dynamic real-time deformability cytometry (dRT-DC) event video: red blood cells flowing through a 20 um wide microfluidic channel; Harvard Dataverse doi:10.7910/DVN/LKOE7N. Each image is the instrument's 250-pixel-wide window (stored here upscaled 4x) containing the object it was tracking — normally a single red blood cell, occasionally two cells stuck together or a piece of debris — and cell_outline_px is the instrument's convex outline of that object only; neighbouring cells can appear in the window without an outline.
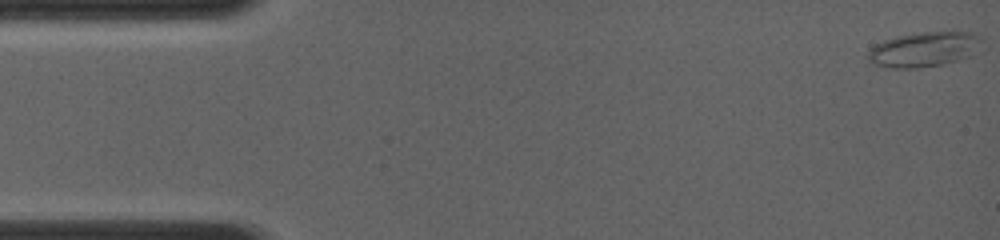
{"species": "common noctule bat (a hibernating species)", "species_latin": "Nyctalus noctula", "temperature_condition": "room temperature", "stored_images_in_passage": 16, "camera_frame_rate_fps": 4000, "um_per_image_px": 0.085, "animal": {"sex": "female", "body_mass_g": 19.0, "forearm_length_mm": 56.7}, "frame": {"image": 1, "passage_image": 1, "time_ms": 0.0, "image_size_px": [1000, 240], "cell_outline_px": [[984, 40], [968, 56], [944, 64], [920, 68], [892, 68], [872, 64], [868, 60], [868, 52], [876, 44], [884, 40], [896, 36], [924, 32], [972, 32], [980, 36]], "centroid_in_image_um": [78.51, 4.2], "position_along_channel_um": 6.5, "area_um2": 22.95}}
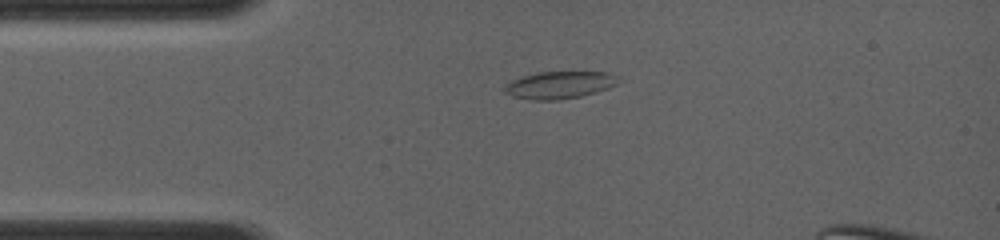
{"frame": {"image": 2, "passage_image": 12, "time_ms": 3.0, "image_size_px": [1000, 240], "cell_outline_px": [[624, 80], [608, 88], [596, 92], [580, 96], [560, 100], [532, 100], [512, 96], [504, 92], [504, 88], [512, 80], [536, 72], [612, 72], [620, 76]], "centroid_in_image_um": [47.64, 7.21], "position_along_channel_um": 37.4, "area_um2": 18.26}}